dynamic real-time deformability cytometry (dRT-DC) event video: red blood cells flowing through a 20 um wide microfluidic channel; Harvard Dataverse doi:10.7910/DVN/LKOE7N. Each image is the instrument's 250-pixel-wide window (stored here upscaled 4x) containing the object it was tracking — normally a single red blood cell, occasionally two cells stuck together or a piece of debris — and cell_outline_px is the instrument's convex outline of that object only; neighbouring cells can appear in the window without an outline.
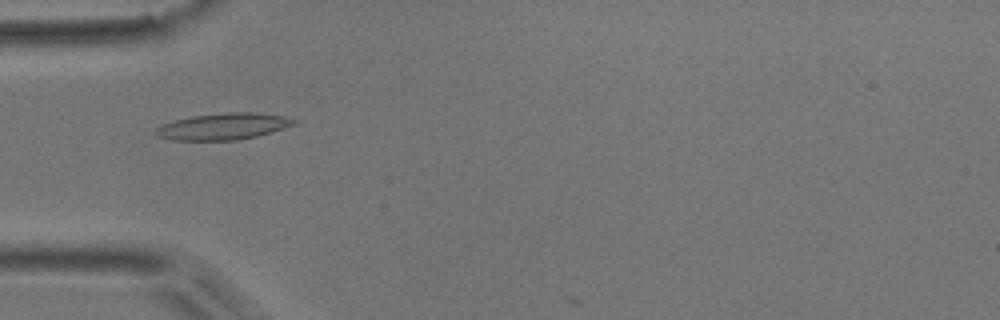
{"species": "common noctule bat (a hibernating species)", "species_latin": "Nyctalus noctula", "temperature_condition": "room temperature", "stored_images_in_passage": 6, "camera_frame_rate_fps": 3000, "um_per_image_px": 0.085, "animal": {"sex": "male", "body_mass_g": 17.9}, "frame": {"image": 1, "passage_image": 5, "time_ms": 1.333, "image_size_px": [1000, 320], "cell_outline_px": [[300, 120], [296, 124], [256, 136], [236, 140], [176, 140], [156, 136], [152, 132], [160, 124], [192, 116], [228, 112], [256, 112], [284, 116]], "centroid_in_image_um": [18.96, 10.74], "position_along_channel_um": 66.0, "area_um2": 21.39}}